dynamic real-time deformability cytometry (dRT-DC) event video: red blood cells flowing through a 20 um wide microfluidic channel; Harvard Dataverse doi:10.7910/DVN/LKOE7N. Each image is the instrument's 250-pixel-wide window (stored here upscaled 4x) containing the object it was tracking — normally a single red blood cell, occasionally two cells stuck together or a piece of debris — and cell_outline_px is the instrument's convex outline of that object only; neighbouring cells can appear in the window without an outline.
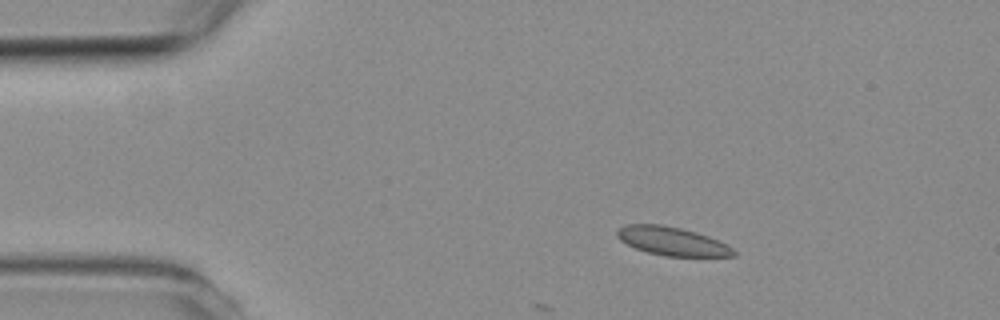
{"species": "common noctule bat (a hibernating species)", "species_latin": "Nyctalus noctula", "temperature_condition": "room temperature", "stored_images_in_passage": 7, "camera_frame_rate_fps": 3000, "um_per_image_px": 0.085, "animal": {"sex": "female", "body_mass_g": 19.3, "forearm_length_mm": 54.1}, "frame": {"image": 1, "passage_image": 2, "time_ms": 1.0, "image_size_px": [1000, 320], "cell_outline_px": [[736, 256], [664, 256], [648, 252], [636, 248], [620, 240], [616, 236], [616, 232], [624, 224], [660, 224], [680, 228], [696, 232], [708, 236], [732, 248], [736, 252]], "centroid_in_image_um": [57.1, 20.5], "position_along_channel_um": 27.9, "area_um2": 19.13}}
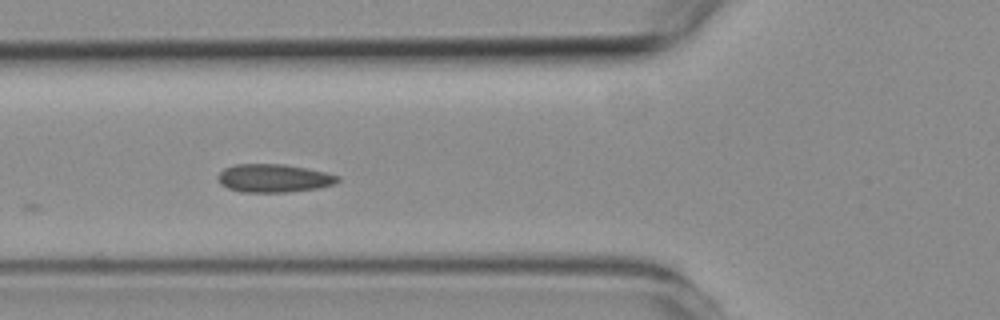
{"frame": {"image": 2, "passage_image": 5, "time_ms": 4.333, "image_size_px": [1000, 320], "cell_outline_px": [[340, 180], [336, 184], [316, 188], [288, 192], [240, 192], [228, 188], [220, 184], [216, 180], [216, 176], [224, 168], [236, 164], [284, 164], [328, 172], [340, 176]], "centroid_in_image_um": [23.27, 15.14], "position_along_channel_um": 102.5, "area_um2": 19.94}}
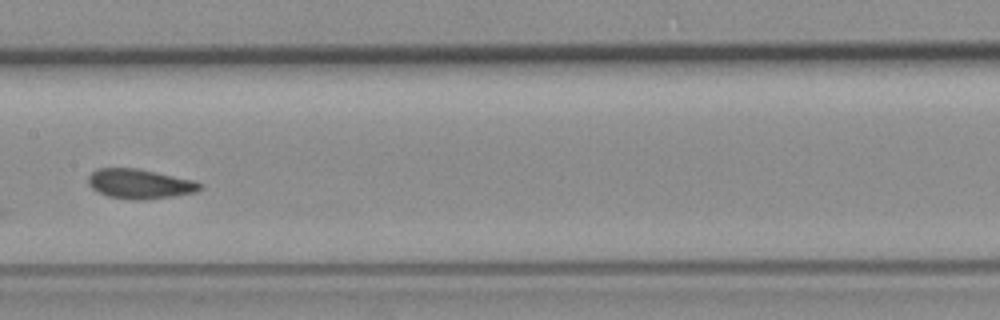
{"frame": {"image": 3, "passage_image": 7, "time_ms": 6.667, "image_size_px": [1000, 320], "cell_outline_px": [[204, 188], [196, 192], [172, 196], [144, 200], [132, 200], [108, 196], [96, 192], [88, 184], [88, 176], [96, 168], [136, 168], [196, 180], [204, 184]], "centroid_in_image_um": [11.9, 15.63], "position_along_channel_um": 195.5, "area_um2": 19.59}}